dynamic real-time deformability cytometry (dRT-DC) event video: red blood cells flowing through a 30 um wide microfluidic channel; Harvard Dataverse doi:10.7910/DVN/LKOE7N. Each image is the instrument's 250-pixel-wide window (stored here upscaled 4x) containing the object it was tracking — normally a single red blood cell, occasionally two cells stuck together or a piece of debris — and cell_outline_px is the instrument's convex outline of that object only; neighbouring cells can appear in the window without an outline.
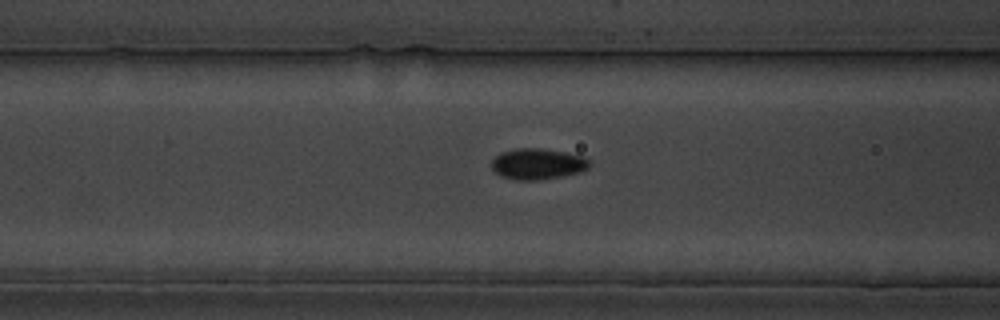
{"species": "common noctule bat (a hibernating species)", "species_latin": "Nyctalus noctula", "temperature_condition": "cold", "stored_images_in_passage": 41, "segment_of_instrument_passage": [1, 2], "camera_frame_rate_fps": 3000, "um_per_image_px": 0.085, "animal": {"sex": "male", "body_mass_g": 19.5, "forearm_length_mm": 54.6}, "frame": {"image": 1, "passage_image": 7, "time_ms": 2.0, "image_size_px": [1000, 320], "cell_outline_px": [[592, 164], [588, 168], [580, 172], [560, 176], [536, 180], [516, 180], [500, 176], [492, 168], [492, 160], [500, 152], [516, 148], [540, 148], [564, 152], [584, 156]], "centroid_in_image_um": [45.69, 13.92], "position_along_channel_um": 120.9, "area_um2": 17.63}}
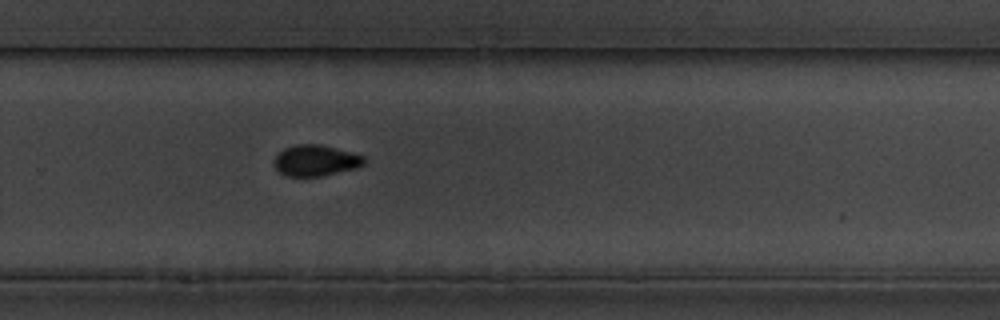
{"frame": {"image": 2, "passage_image": 22, "time_ms": 7.0, "image_size_px": [1000, 320], "cell_outline_px": [[364, 164], [356, 168], [320, 176], [288, 176], [280, 172], [276, 168], [272, 160], [284, 148], [296, 144], [320, 144], [352, 152], [364, 156]], "centroid_in_image_um": [26.82, 13.63], "position_along_channel_um": 303.0, "area_um2": 16.18}}
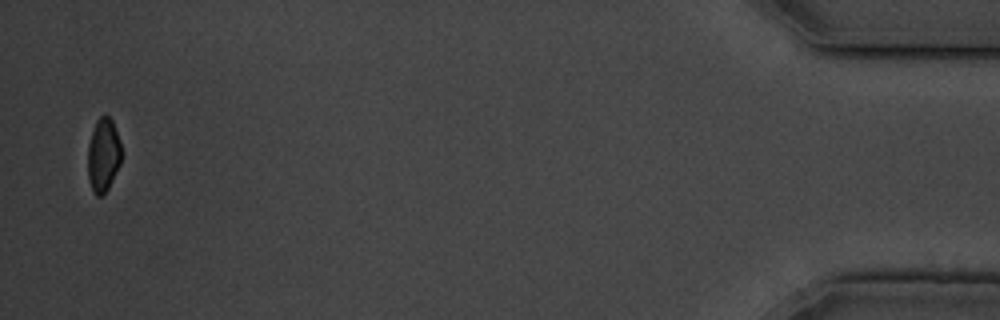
{"frame": {"image": 3, "passage_image": 39, "time_ms": 12.667, "image_size_px": [1000, 320], "cell_outline_px": [[120, 164], [108, 188], [100, 196], [96, 196], [92, 192], [88, 176], [88, 144], [96, 120], [104, 112], [112, 120], [120, 140]], "centroid_in_image_um": [8.77, 13.15], "position_along_channel_um": 426.4, "area_um2": 14.39}}